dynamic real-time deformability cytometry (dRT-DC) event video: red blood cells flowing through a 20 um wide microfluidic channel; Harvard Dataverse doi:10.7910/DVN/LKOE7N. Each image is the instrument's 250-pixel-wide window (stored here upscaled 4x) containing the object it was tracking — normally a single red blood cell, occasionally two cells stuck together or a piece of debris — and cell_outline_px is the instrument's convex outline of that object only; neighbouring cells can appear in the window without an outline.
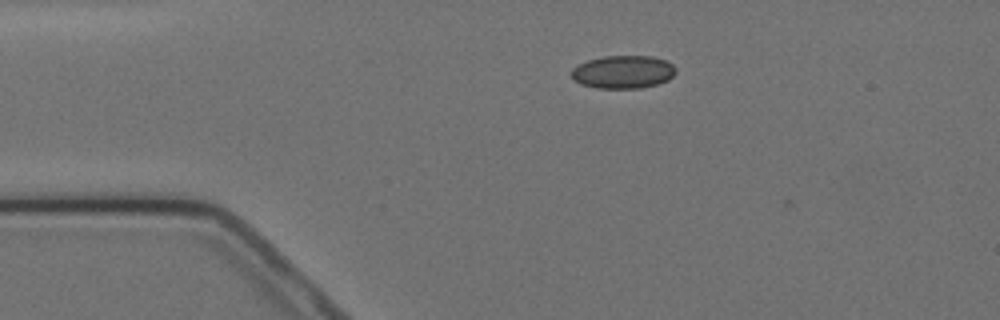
{"species": "Egyptian fruit bat (a non-hibernating species)", "species_latin": "Rousettus aegyptiacus", "temperature_condition": "cold", "stored_images_in_passage": 2, "camera_frame_rate_fps": 3000, "um_per_image_px": 0.085, "animal": {"sex": "female"}, "frame": {"image": 1, "passage_image": 1, "time_ms": 0.0, "image_size_px": [1000, 320], "cell_outline_px": [[676, 72], [668, 80], [656, 84], [640, 88], [596, 88], [580, 84], [572, 80], [572, 68], [588, 60], [604, 56], [652, 56], [664, 60], [672, 64], [676, 68]], "centroid_in_image_um": [52.95, 6.12], "position_along_channel_um": 32.1, "area_um2": 20.06}}